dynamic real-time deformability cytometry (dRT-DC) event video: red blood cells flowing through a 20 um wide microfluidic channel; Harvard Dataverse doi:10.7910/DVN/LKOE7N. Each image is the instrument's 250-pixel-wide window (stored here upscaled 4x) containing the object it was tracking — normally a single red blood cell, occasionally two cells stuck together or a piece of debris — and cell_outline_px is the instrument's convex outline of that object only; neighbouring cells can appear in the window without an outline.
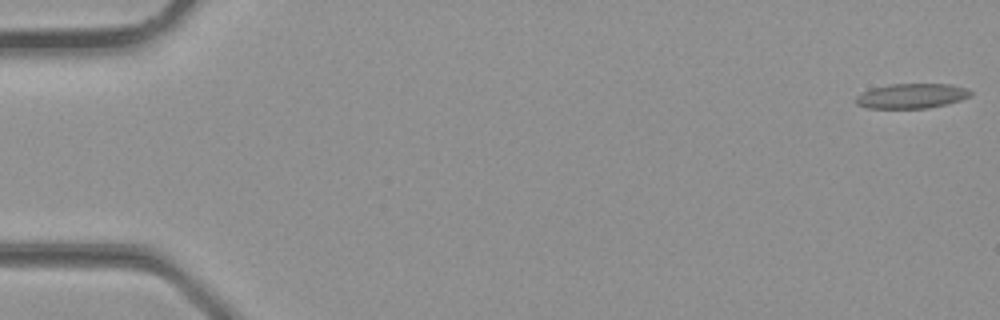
{"species": "common noctule bat (a hibernating species)", "species_latin": "Nyctalus noctula", "temperature_condition": "room temperature", "stored_images_in_passage": 35, "camera_frame_rate_fps": 3000, "um_per_image_px": 0.085, "animal": {"sex": "male", "body_mass_g": 23.1, "forearm_length_mm": 52.7}, "frame": {"image": 1, "passage_image": 1, "time_ms": 0.0, "image_size_px": [1000, 320], "cell_outline_px": [[972, 92], [968, 96], [960, 100], [948, 104], [928, 108], [868, 108], [856, 104], [856, 96], [872, 88], [892, 84], [948, 84], [968, 88]], "centroid_in_image_um": [77.5, 8.16], "position_along_channel_um": 7.5, "area_um2": 16.47}}
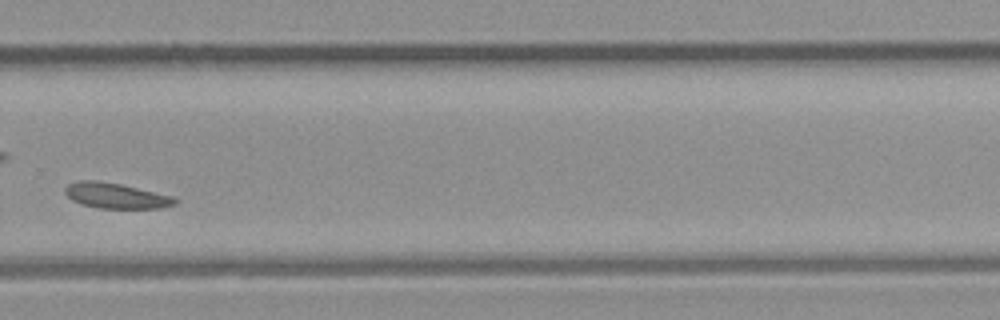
{"frame": {"image": 2, "passage_image": 25, "time_ms": 8.0, "image_size_px": [1000, 320], "cell_outline_px": [[180, 200], [176, 204], [160, 208], [100, 208], [80, 204], [72, 200], [64, 192], [64, 188], [68, 184], [76, 180], [100, 180], [120, 184], [172, 196]], "centroid_in_image_um": [9.83, 16.63], "position_along_channel_um": 320.0, "area_um2": 16.36}}
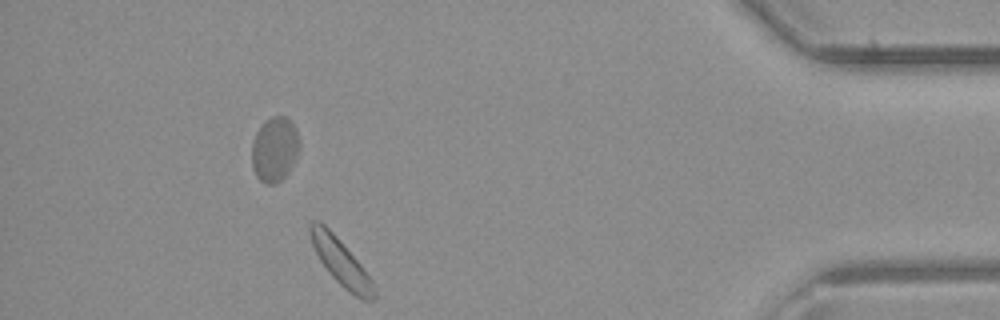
{"frame": {"image": 3, "passage_image": 32, "time_ms": 10.333, "image_size_px": [1000, 320], "cell_outline_px": [[376, 296], [372, 300], [364, 300], [356, 296], [344, 288], [328, 272], [320, 260], [312, 244], [308, 228], [312, 220], [320, 220], [332, 232], [360, 264], [372, 280], [376, 292]], "centroid_in_image_um": [28.96, 22.27], "position_along_channel_um": 406.2, "area_um2": 16.82}}